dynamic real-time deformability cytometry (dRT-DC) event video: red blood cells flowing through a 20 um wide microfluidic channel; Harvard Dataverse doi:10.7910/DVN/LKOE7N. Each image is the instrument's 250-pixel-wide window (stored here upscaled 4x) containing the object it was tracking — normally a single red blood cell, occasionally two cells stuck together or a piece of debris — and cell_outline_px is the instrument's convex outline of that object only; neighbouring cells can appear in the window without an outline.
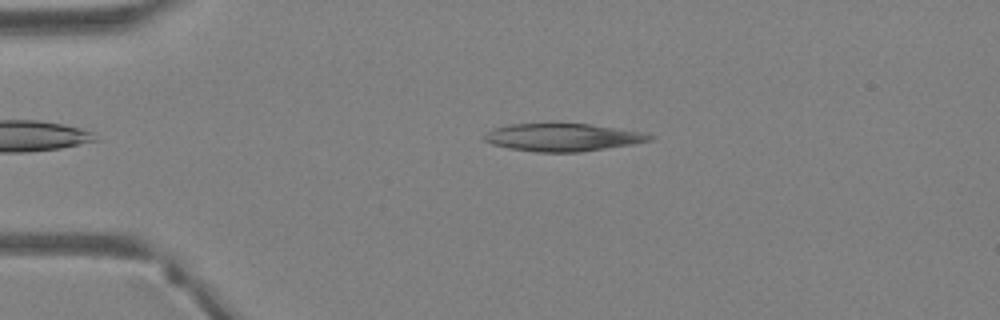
{"species": "Egyptian fruit bat (a non-hibernating species)", "species_latin": "Rousettus aegyptiacus", "temperature_condition": "warm", "stored_images_in_passage": 35, "camera_frame_rate_fps": 3000, "um_per_image_px": 0.085, "animal": {"sex": "female"}, "frame": {"image": 1, "passage_image": 4, "time_ms": 1.0, "image_size_px": [1000, 320], "cell_outline_px": [[656, 136], [652, 140], [632, 144], [580, 152], [536, 152], [508, 148], [492, 144], [484, 140], [484, 136], [488, 132], [496, 128], [508, 124], [552, 120], [588, 124], [644, 132]], "centroid_in_image_um": [47.81, 11.63], "position_along_channel_um": 37.2, "area_um2": 27.63}}
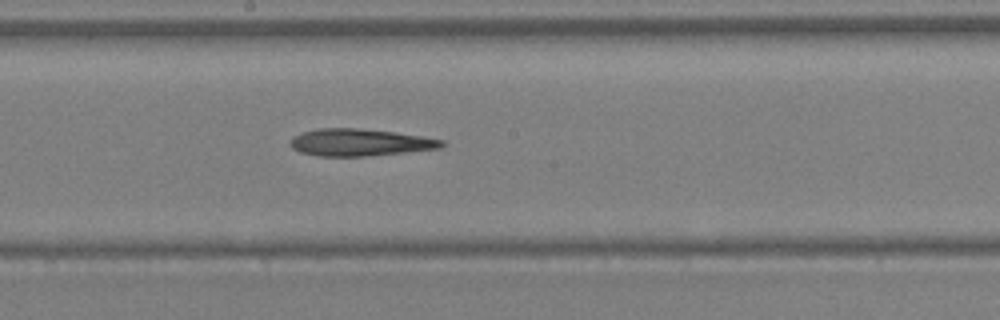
{"frame": {"image": 2, "passage_image": 17, "time_ms": 5.333, "image_size_px": [1000, 320], "cell_outline_px": [[444, 144], [440, 148], [404, 152], [364, 156], [316, 156], [300, 152], [292, 148], [288, 140], [292, 136], [316, 128], [356, 128], [396, 132], [424, 136], [444, 140]], "centroid_in_image_um": [30.55, 12.1], "position_along_channel_um": 217.7, "area_um2": 23.99}}
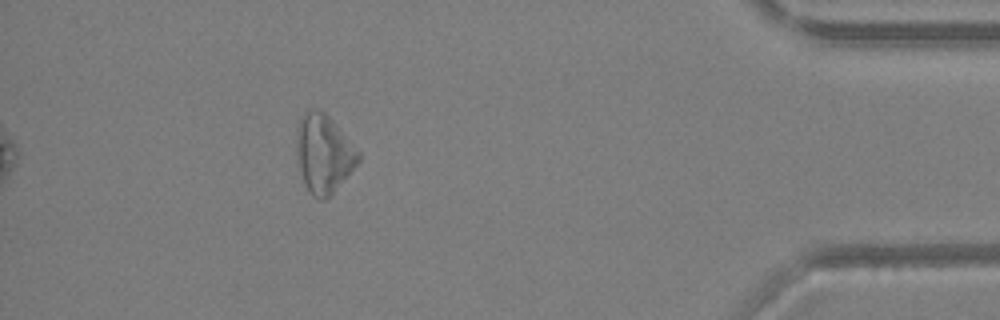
{"frame": {"image": 3, "passage_image": 31, "time_ms": 10.0, "image_size_px": [1000, 320], "cell_outline_px": [[360, 160], [332, 192], [324, 200], [320, 200], [312, 196], [304, 184], [296, 160], [296, 128], [304, 112], [312, 108], [316, 108], [324, 112], [336, 124], [360, 152]], "centroid_in_image_um": [27.47, 13.04], "position_along_channel_um": 407.7, "area_um2": 28.15}}